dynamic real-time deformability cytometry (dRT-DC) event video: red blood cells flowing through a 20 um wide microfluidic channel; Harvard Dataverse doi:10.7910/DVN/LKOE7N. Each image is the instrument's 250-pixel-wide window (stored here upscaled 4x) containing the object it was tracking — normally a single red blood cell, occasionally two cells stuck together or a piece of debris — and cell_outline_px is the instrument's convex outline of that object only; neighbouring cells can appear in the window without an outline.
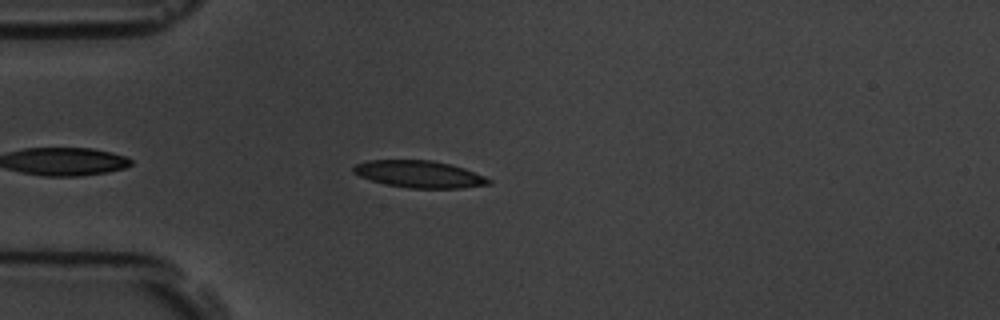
{"species": "common noctule bat (a hibernating species)", "species_latin": "Nyctalus noctula", "temperature_condition": "room temperature", "stored_images_in_passage": 30, "camera_frame_rate_fps": 3000, "um_per_image_px": 0.085, "animal": {"sex": "male", "body_mass_g": 19.5, "forearm_length_mm": 54.6}, "frame": {"image": 1, "passage_image": 7, "time_ms": 2.0, "image_size_px": [1000, 320], "cell_outline_px": [[492, 184], [460, 188], [408, 188], [388, 184], [372, 180], [360, 176], [352, 172], [352, 168], [356, 164], [368, 160], [432, 160], [464, 168], [484, 176], [492, 180]], "centroid_in_image_um": [35.65, 14.8], "position_along_channel_um": 49.3, "area_um2": 21.15}}
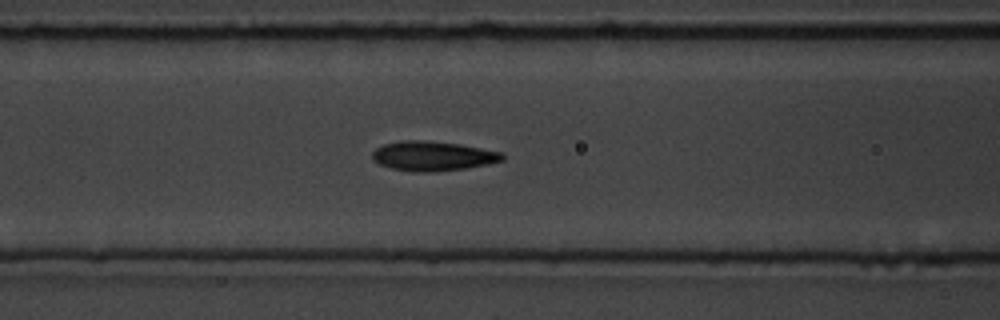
{"frame": {"image": 2, "passage_image": 15, "time_ms": 4.667, "image_size_px": [1000, 320], "cell_outline_px": [[504, 160], [488, 164], [464, 168], [432, 172], [416, 172], [392, 168], [380, 164], [372, 160], [372, 152], [376, 148], [384, 144], [400, 140], [420, 140], [460, 144], [500, 152], [504, 156]], "centroid_in_image_um": [36.75, 13.26], "position_along_channel_um": 129.8, "area_um2": 22.25}}
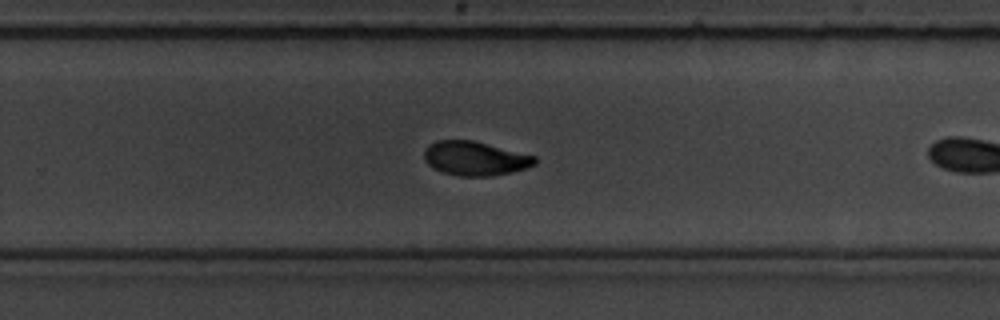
{"frame": {"image": 3, "passage_image": 25, "time_ms": 8.0, "image_size_px": [1000, 320], "cell_outline_px": [[536, 164], [528, 168], [512, 172], [492, 176], [460, 176], [444, 172], [432, 168], [424, 160], [424, 152], [428, 144], [436, 140], [472, 140], [536, 156]], "centroid_in_image_um": [40.38, 13.47], "position_along_channel_um": 289.4, "area_um2": 22.08}}